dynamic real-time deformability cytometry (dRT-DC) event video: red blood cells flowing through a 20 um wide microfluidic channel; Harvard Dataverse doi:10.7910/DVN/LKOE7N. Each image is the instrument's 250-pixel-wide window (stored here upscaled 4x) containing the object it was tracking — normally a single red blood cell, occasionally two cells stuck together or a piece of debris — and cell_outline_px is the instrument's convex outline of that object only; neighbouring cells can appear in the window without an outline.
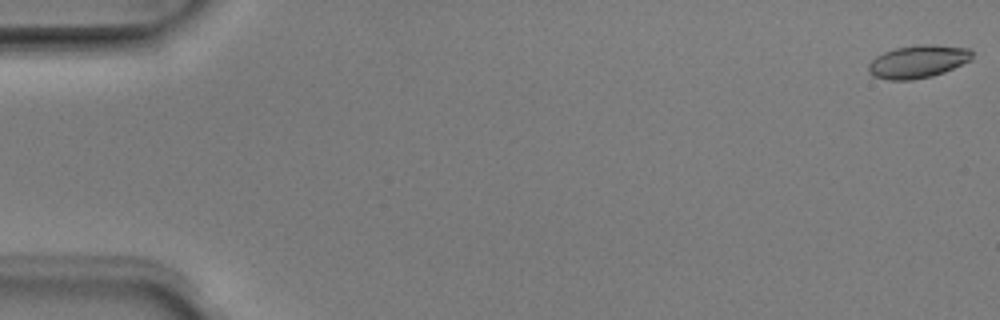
{"species": "Egyptian fruit bat (a non-hibernating species)", "species_latin": "Rousettus aegyptiacus", "temperature_condition": "room temperature", "stored_images_in_passage": 6, "segment_of_instrument_passage": [1, 2], "camera_frame_rate_fps": 3000, "um_per_image_px": 0.085, "animal": {"sex": "male"}, "frame": {"image": 1, "passage_image": 1, "time_ms": 0.0, "image_size_px": [1000, 320], "cell_outline_px": [[972, 60], [944, 72], [932, 76], [912, 80], [888, 80], [872, 76], [868, 72], [868, 64], [876, 56], [884, 52], [896, 48], [920, 44], [932, 44], [968, 48], [972, 52]], "centroid_in_image_um": [78.01, 5.24], "position_along_channel_um": 7.0, "area_um2": 19.94}}
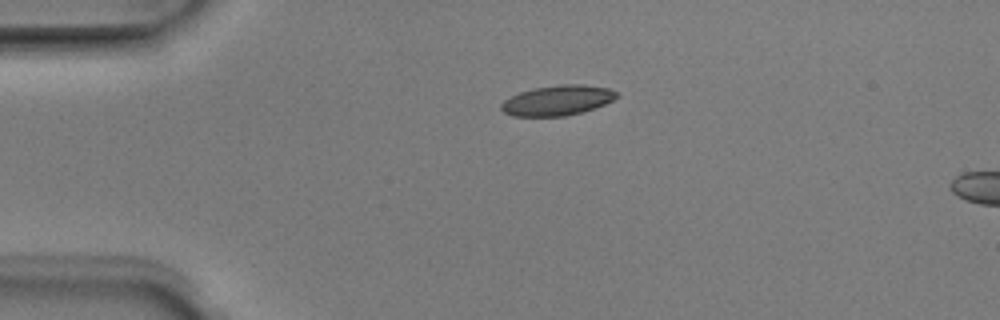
{"frame": {"image": 2, "passage_image": 4, "time_ms": 1.0, "image_size_px": [1000, 320], "cell_outline_px": [[620, 96], [604, 104], [580, 112], [564, 116], [512, 116], [504, 112], [500, 108], [500, 104], [504, 100], [520, 92], [536, 88], [560, 84], [584, 84], [608, 88], [616, 92]], "centroid_in_image_um": [47.37, 8.53], "position_along_channel_um": 37.6, "area_um2": 20.06}}